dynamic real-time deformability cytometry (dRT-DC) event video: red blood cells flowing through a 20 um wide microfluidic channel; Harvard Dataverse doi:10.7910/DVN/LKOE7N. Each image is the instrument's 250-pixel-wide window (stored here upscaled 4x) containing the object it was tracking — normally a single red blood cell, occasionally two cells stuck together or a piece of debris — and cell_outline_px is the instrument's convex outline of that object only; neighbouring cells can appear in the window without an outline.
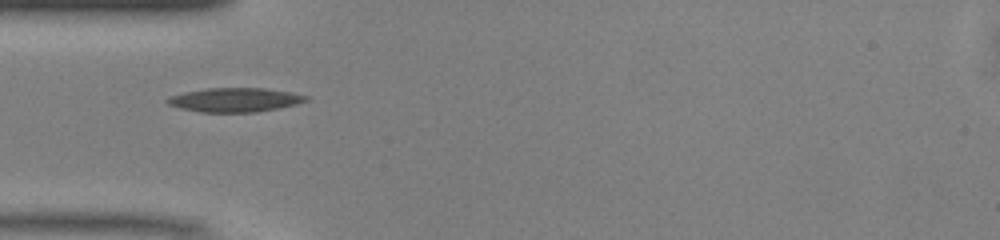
{"species": "common noctule bat (a hibernating species)", "species_latin": "Nyctalus noctula", "temperature_condition": "warm", "stored_images_in_passage": 28, "camera_frame_rate_fps": 3000, "um_per_image_px": 0.085, "animal": {"sex": "male", "body_mass_g": 13.0, "forearm_length_mm": 53.1}, "frame": {"image": 1, "passage_image": 1, "time_ms": 0.0, "image_size_px": [1000, 240], "cell_outline_px": [[308, 100], [296, 104], [280, 108], [256, 112], [200, 112], [180, 108], [168, 104], [164, 100], [168, 96], [184, 92], [204, 88], [264, 88], [292, 92], [308, 96]], "centroid_in_image_um": [19.94, 8.48], "position_along_channel_um": 65.1, "area_um2": 19.59}}
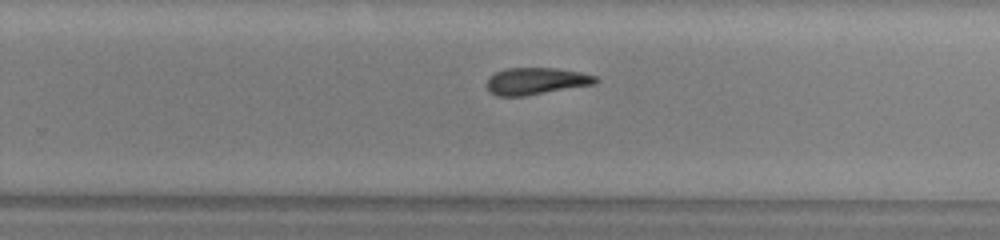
{"frame": {"image": 2, "passage_image": 17, "time_ms": 5.333, "image_size_px": [1000, 240], "cell_outline_px": [[600, 80], [596, 84], [524, 96], [496, 96], [488, 92], [488, 76], [496, 72], [508, 68], [556, 68], [580, 72], [596, 76]], "centroid_in_image_um": [45.58, 6.9], "position_along_channel_um": 284.2, "area_um2": 17.17}}
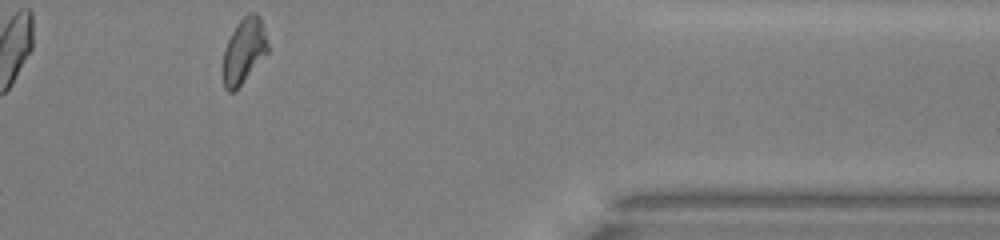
{"frame": {"image": 3, "passage_image": 27, "time_ms": 8.667, "image_size_px": [1000, 240], "cell_outline_px": [[268, 52], [240, 84], [232, 92], [228, 92], [224, 88], [224, 48], [236, 24], [248, 12], [256, 12], [260, 16], [264, 28], [268, 44]], "centroid_in_image_um": [20.75, 4.26], "position_along_channel_um": 390.7, "area_um2": 16.65}, "authors_computed_cell_mechanics": {"area_um2": 17.8313, "velocity_mm_per_s": 4.1174, "shape_relaxation_time_tau1_ms": 7.2612, "shape_relaxation_time_tau2_ms": null, "deformation_change_tau1": 0.1754, "deformation_change_tau2": null}}